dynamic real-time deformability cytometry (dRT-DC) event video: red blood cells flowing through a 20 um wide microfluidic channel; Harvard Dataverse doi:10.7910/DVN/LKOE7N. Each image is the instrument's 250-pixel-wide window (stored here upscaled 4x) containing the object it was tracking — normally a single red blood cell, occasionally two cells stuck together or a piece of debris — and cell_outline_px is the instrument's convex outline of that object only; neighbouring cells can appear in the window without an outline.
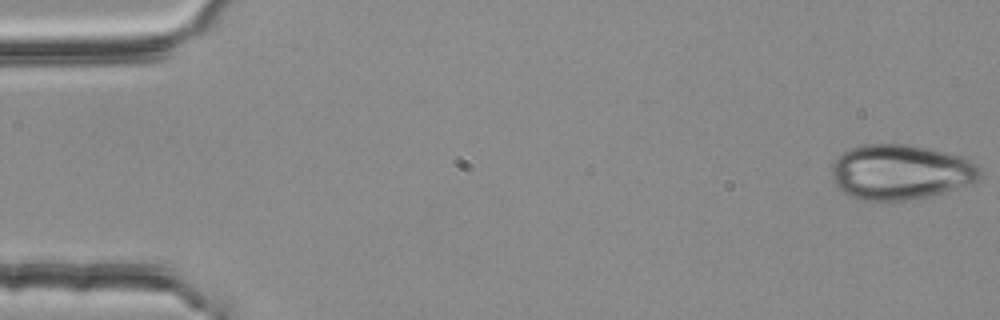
{"species": "common noctule bat (a hibernating species)", "species_latin": "Nyctalus noctula", "temperature_condition": "room temperature", "stored_images_in_passage": 54, "camera_frame_rate_fps": 3000, "um_per_image_px": 0.085, "animal": {"sex": "female", "body_mass_g": 25.1}, "frame": {"image": 1, "passage_image": 1, "time_ms": 0.0, "image_size_px": [1000, 320], "cell_outline_px": [[980, 176], [976, 180], [956, 188], [944, 192], [928, 196], [904, 200], [860, 200], [844, 192], [836, 184], [832, 176], [832, 164], [844, 152], [852, 148], [864, 144], [908, 144], [944, 152], [960, 156], [976, 164], [980, 168]], "centroid_in_image_um": [76.53, 14.62], "position_along_channel_um": 8.5, "area_um2": 46.88}}
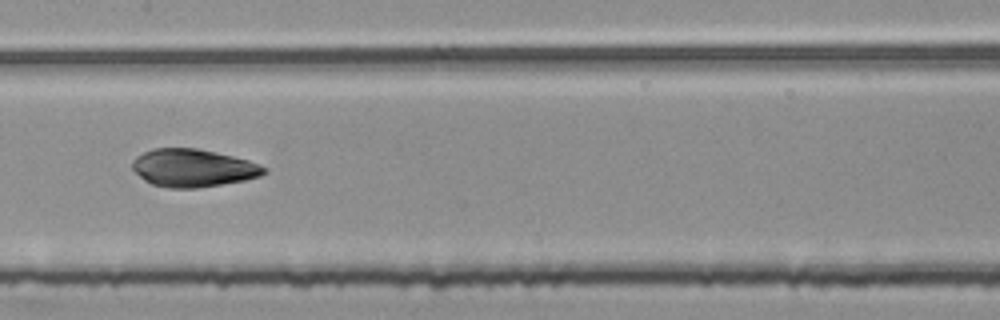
{"frame": {"image": 2, "passage_image": 27, "time_ms": 8.667, "image_size_px": [1000, 320], "cell_outline_px": [[268, 172], [260, 176], [244, 180], [196, 188], [168, 188], [152, 184], [144, 180], [132, 168], [132, 160], [136, 156], [152, 148], [196, 148], [232, 156], [248, 160], [260, 164], [268, 168]], "centroid_in_image_um": [16.41, 14.27], "position_along_channel_um": 191.0, "area_um2": 28.96}}
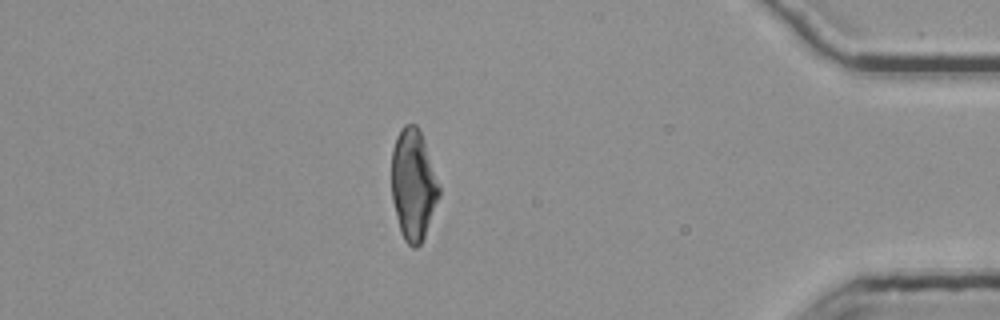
{"frame": {"image": 3, "passage_image": 47, "time_ms": 15.333, "image_size_px": [1000, 320], "cell_outline_px": [[440, 196], [424, 236], [420, 244], [416, 248], [412, 248], [404, 240], [400, 232], [392, 200], [392, 148], [396, 136], [400, 128], [404, 124], [416, 124], [420, 132], [440, 188]], "centroid_in_image_um": [35.1, 15.72], "position_along_channel_um": 400.1, "area_um2": 30.46}}